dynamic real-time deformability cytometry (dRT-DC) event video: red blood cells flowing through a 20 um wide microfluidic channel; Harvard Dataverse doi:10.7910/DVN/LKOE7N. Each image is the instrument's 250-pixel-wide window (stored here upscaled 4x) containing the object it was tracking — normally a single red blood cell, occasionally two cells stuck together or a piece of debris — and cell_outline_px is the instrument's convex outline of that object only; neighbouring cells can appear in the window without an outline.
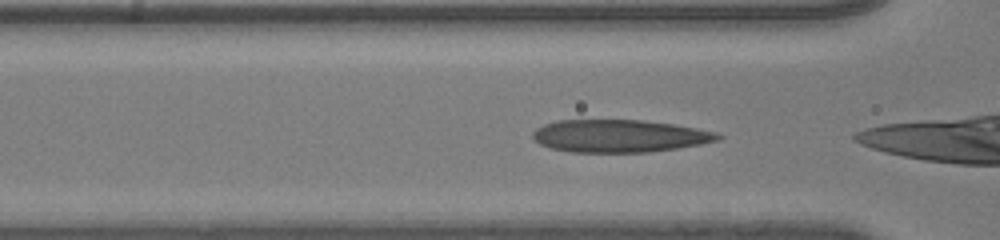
{"species": "human", "species_latin": "Homo sapiens", "temperature_condition": "room temperature", "stored_images_in_passage": 35, "camera_frame_rate_fps": 3000, "um_per_image_px": 0.085, "donor": {"sex": "male"}, "frame": {"image": 1, "passage_image": 14, "time_ms": 4.333, "image_size_px": [1000, 240], "cell_outline_px": [[724, 136], [720, 140], [700, 144], [676, 148], [648, 152], [572, 152], [552, 148], [540, 144], [532, 136], [532, 132], [536, 128], [544, 124], [556, 120], [640, 120], [672, 124], [696, 128], [716, 132]], "centroid_in_image_um": [52.65, 11.55], "position_along_channel_um": 114.0, "area_um2": 35.03}}
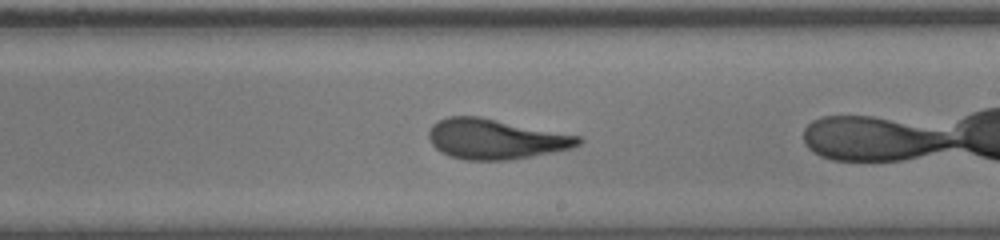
{"frame": {"image": 2, "passage_image": 24, "time_ms": 7.667, "image_size_px": [1000, 240], "cell_outline_px": [[584, 140], [580, 144], [572, 148], [532, 156], [508, 160], [468, 160], [452, 156], [440, 152], [432, 144], [428, 136], [428, 132], [432, 124], [448, 116], [480, 116], [580, 136]], "centroid_in_image_um": [42.12, 11.81], "position_along_channel_um": 246.9, "area_um2": 34.91}}
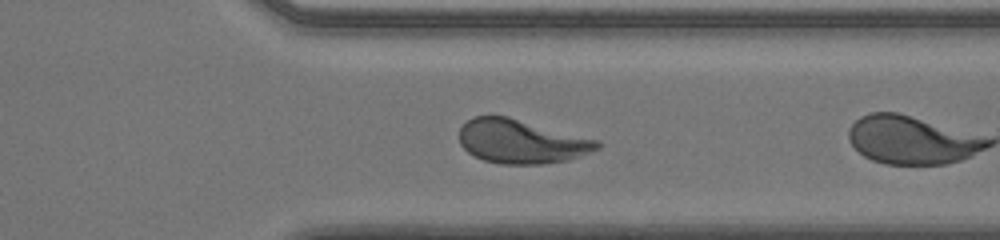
{"frame": {"image": 3, "passage_image": 33, "time_ms": 10.667, "image_size_px": [1000, 240], "cell_outline_px": [[604, 144], [600, 148], [568, 160], [540, 164], [500, 164], [484, 160], [468, 152], [460, 144], [460, 128], [472, 116], [508, 116], [600, 140]], "centroid_in_image_um": [44.35, 12.02], "position_along_channel_um": 367.1, "area_um2": 35.37}}